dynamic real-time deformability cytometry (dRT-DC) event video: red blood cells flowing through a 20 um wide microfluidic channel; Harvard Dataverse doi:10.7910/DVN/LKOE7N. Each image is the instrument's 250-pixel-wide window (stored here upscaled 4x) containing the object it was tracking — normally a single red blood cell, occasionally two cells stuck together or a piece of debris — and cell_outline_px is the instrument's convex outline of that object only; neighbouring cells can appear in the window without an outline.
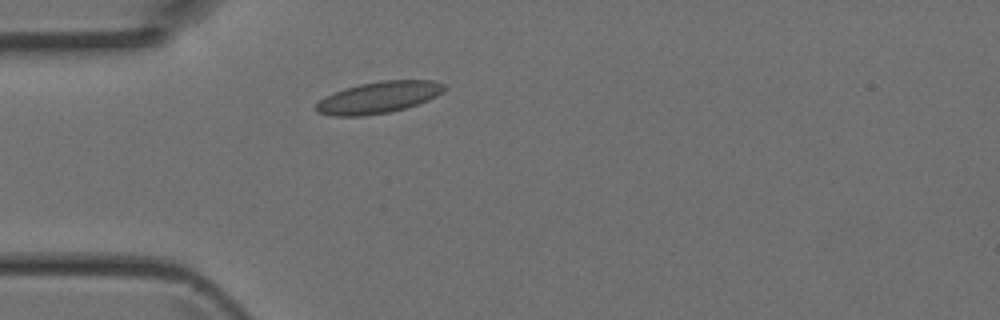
{"species": "Egyptian fruit bat (a non-hibernating species)", "species_latin": "Rousettus aegyptiacus", "temperature_condition": "room temperature", "stored_images_in_passage": 3, "camera_frame_rate_fps": 3000, "um_per_image_px": 0.085, "animal": {"sex": "female"}, "frame": {"image": 1, "passage_image": 3, "time_ms": 0.667, "image_size_px": [1000, 320], "cell_outline_px": [[448, 88], [444, 92], [428, 100], [404, 108], [388, 112], [364, 116], [332, 116], [316, 112], [316, 104], [320, 100], [332, 92], [344, 88], [360, 84], [380, 80], [432, 80], [444, 84]], "centroid_in_image_um": [32.18, 8.27], "position_along_channel_um": 52.8, "area_um2": 23.7}}